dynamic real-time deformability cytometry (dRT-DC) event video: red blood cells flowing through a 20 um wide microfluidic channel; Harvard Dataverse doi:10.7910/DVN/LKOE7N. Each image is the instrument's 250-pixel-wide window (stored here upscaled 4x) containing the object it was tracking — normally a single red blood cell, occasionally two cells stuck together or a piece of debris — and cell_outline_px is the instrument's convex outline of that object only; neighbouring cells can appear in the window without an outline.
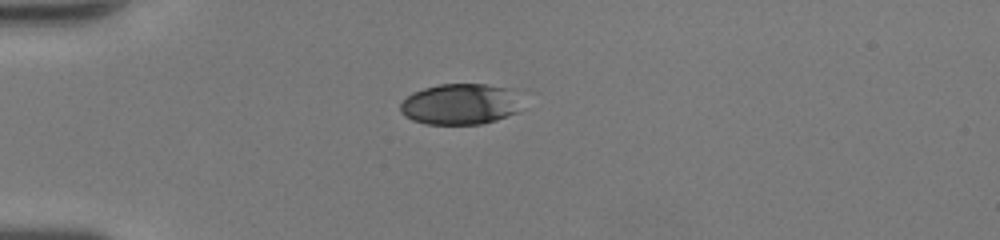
{"species": "human", "species_latin": "Homo sapiens", "temperature_condition": "room temperature", "stored_images_in_passage": 36, "camera_frame_rate_fps": 3000, "um_per_image_px": 0.085, "donor": {"sex": "female"}, "frame": {"image": 1, "passage_image": 1, "time_ms": 0.0, "image_size_px": [1000, 240], "cell_outline_px": [[516, 112], [496, 120], [480, 124], [424, 124], [412, 120], [404, 116], [400, 112], [400, 104], [412, 92], [424, 88], [440, 84], [484, 84], [504, 88]], "centroid_in_image_um": [38.88, 8.88], "position_along_channel_um": 46.1, "area_um2": 27.69}}
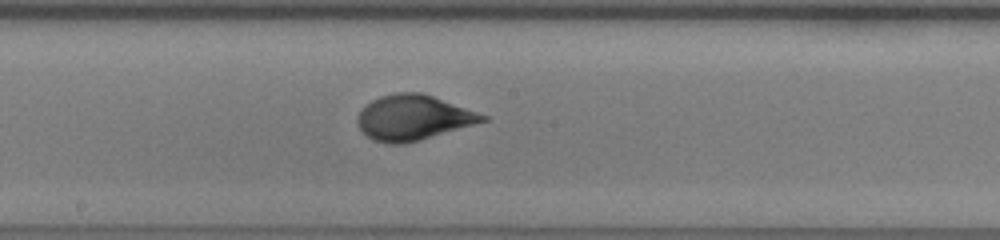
{"frame": {"image": 2, "passage_image": 15, "time_ms": 4.667, "image_size_px": [1000, 240], "cell_outline_px": [[488, 120], [420, 140], [404, 144], [388, 144], [372, 140], [360, 128], [356, 120], [360, 112], [372, 100], [380, 96], [396, 92], [420, 92], [432, 96], [488, 116]], "centroid_in_image_um": [35.1, 10.0], "position_along_channel_um": 213.1, "area_um2": 32.48}}
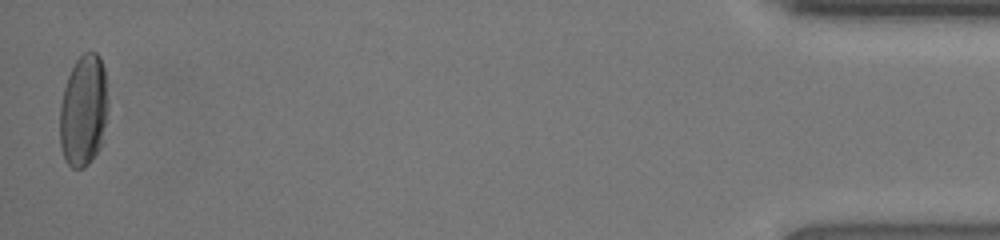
{"frame": {"image": 3, "passage_image": 36, "time_ms": 11.667, "image_size_px": [1000, 240], "cell_outline_px": [[108, 108], [100, 148], [88, 164], [84, 168], [72, 168], [64, 160], [60, 144], [60, 104], [64, 88], [68, 76], [76, 60], [84, 52], [96, 52], [100, 56], [104, 68], [108, 104]], "centroid_in_image_um": [7.09, 9.41], "position_along_channel_um": 428.1, "area_um2": 31.5}, "authors_computed_cell_mechanics": {"area_um2": 31.5299, "velocity_mm_per_s": 4.2837, "shape_relaxation_time_tau1_ms": 3.6246, "shape_relaxation_time_tau2_ms": null, "deformation_change_tau1": 0.1628, "deformation_change_tau2": null}}